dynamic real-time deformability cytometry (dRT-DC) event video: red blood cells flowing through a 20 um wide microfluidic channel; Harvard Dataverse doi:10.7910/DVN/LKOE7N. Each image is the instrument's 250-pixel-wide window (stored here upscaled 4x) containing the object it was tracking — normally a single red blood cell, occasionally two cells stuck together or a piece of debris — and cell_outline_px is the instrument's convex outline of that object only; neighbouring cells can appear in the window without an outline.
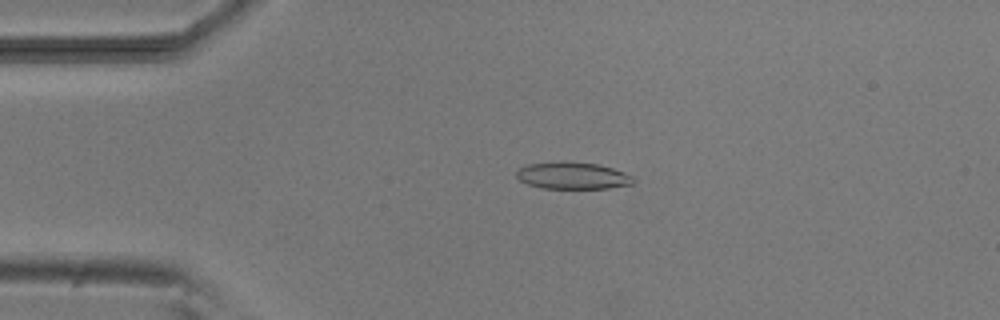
{"species": "common noctule bat (a hibernating species)", "species_latin": "Nyctalus noctula", "temperature_condition": "room temperature", "stored_images_in_passage": 4, "camera_frame_rate_fps": 3000, "um_per_image_px": 0.085, "animal": {"sex": "male", "body_mass_g": 20.5, "forearm_length_mm": 52.5}, "frame": {"image": 1, "passage_image": 3, "time_ms": 3.333, "image_size_px": [1000, 320], "cell_outline_px": [[636, 180], [632, 184], [608, 188], [544, 188], [528, 184], [520, 180], [516, 176], [516, 172], [520, 168], [528, 164], [564, 160], [596, 164], [612, 168], [624, 172], [632, 176]], "centroid_in_image_um": [48.67, 14.91], "position_along_channel_um": 36.3, "area_um2": 18.38}}